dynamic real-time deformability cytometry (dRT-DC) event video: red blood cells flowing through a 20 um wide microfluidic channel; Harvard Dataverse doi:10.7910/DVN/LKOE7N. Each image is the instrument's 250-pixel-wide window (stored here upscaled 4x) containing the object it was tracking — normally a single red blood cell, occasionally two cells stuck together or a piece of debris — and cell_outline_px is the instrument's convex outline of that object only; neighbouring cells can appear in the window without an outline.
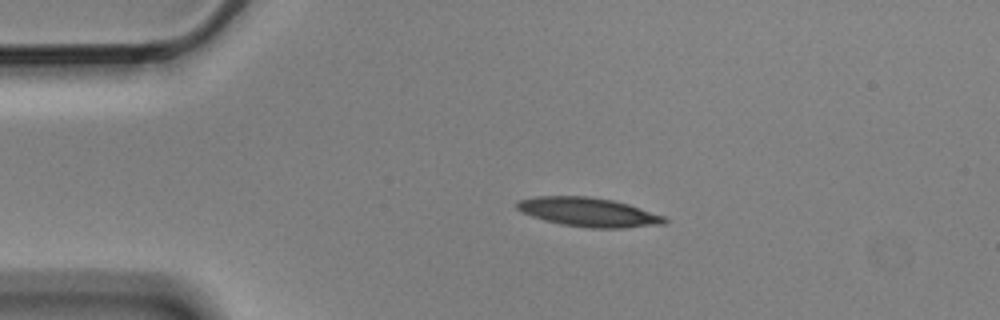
{"species": "Egyptian fruit bat (a non-hibernating species)", "species_latin": "Rousettus aegyptiacus", "temperature_condition": "cold", "stored_images_in_passage": 4, "camera_frame_rate_fps": 3000, "um_per_image_px": 0.085, "animal": {"sex": "male"}, "frame": {"image": 1, "passage_image": 3, "time_ms": 0.667, "image_size_px": [1000, 320], "cell_outline_px": [[668, 220], [664, 224], [624, 228], [592, 228], [560, 224], [544, 220], [520, 212], [516, 208], [516, 200], [536, 196], [588, 196], [612, 200], [628, 204], [668, 216]], "centroid_in_image_um": [50.03, 18.03], "position_along_channel_um": 35.0, "area_um2": 25.26}}